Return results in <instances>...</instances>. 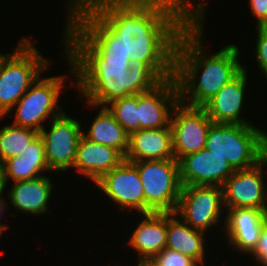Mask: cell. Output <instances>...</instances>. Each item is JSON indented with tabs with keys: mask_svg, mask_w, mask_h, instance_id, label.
<instances>
[{
	"mask_svg": "<svg viewBox=\"0 0 267 266\" xmlns=\"http://www.w3.org/2000/svg\"><path fill=\"white\" fill-rule=\"evenodd\" d=\"M267 133L252 124L213 123L205 148L225 158L234 170L252 167L262 160Z\"/></svg>",
	"mask_w": 267,
	"mask_h": 266,
	"instance_id": "obj_5",
	"label": "cell"
},
{
	"mask_svg": "<svg viewBox=\"0 0 267 266\" xmlns=\"http://www.w3.org/2000/svg\"><path fill=\"white\" fill-rule=\"evenodd\" d=\"M222 208H225L222 187L182 186L175 213L193 229L205 233L210 227L221 222Z\"/></svg>",
	"mask_w": 267,
	"mask_h": 266,
	"instance_id": "obj_8",
	"label": "cell"
},
{
	"mask_svg": "<svg viewBox=\"0 0 267 266\" xmlns=\"http://www.w3.org/2000/svg\"><path fill=\"white\" fill-rule=\"evenodd\" d=\"M180 102L175 77L162 81L152 91L138 94L139 129L168 127L174 108Z\"/></svg>",
	"mask_w": 267,
	"mask_h": 266,
	"instance_id": "obj_13",
	"label": "cell"
},
{
	"mask_svg": "<svg viewBox=\"0 0 267 266\" xmlns=\"http://www.w3.org/2000/svg\"><path fill=\"white\" fill-rule=\"evenodd\" d=\"M96 186L121 208L145 213V198L141 178L136 166L124 160L119 166L104 174Z\"/></svg>",
	"mask_w": 267,
	"mask_h": 266,
	"instance_id": "obj_12",
	"label": "cell"
},
{
	"mask_svg": "<svg viewBox=\"0 0 267 266\" xmlns=\"http://www.w3.org/2000/svg\"><path fill=\"white\" fill-rule=\"evenodd\" d=\"M261 160L256 165L235 170L223 183V203L225 209L253 208L267 210V189L264 183Z\"/></svg>",
	"mask_w": 267,
	"mask_h": 266,
	"instance_id": "obj_11",
	"label": "cell"
},
{
	"mask_svg": "<svg viewBox=\"0 0 267 266\" xmlns=\"http://www.w3.org/2000/svg\"><path fill=\"white\" fill-rule=\"evenodd\" d=\"M38 135L34 129L13 124L0 128V166L6 160L22 155Z\"/></svg>",
	"mask_w": 267,
	"mask_h": 266,
	"instance_id": "obj_24",
	"label": "cell"
},
{
	"mask_svg": "<svg viewBox=\"0 0 267 266\" xmlns=\"http://www.w3.org/2000/svg\"><path fill=\"white\" fill-rule=\"evenodd\" d=\"M53 184L48 176H41L31 180L15 181L9 190V200L16 212L44 214L48 210Z\"/></svg>",
	"mask_w": 267,
	"mask_h": 266,
	"instance_id": "obj_20",
	"label": "cell"
},
{
	"mask_svg": "<svg viewBox=\"0 0 267 266\" xmlns=\"http://www.w3.org/2000/svg\"><path fill=\"white\" fill-rule=\"evenodd\" d=\"M143 219L129 238L128 244L138 259H151L166 248L167 213H143Z\"/></svg>",
	"mask_w": 267,
	"mask_h": 266,
	"instance_id": "obj_19",
	"label": "cell"
},
{
	"mask_svg": "<svg viewBox=\"0 0 267 266\" xmlns=\"http://www.w3.org/2000/svg\"><path fill=\"white\" fill-rule=\"evenodd\" d=\"M89 0H69V3L67 4V12L76 5L87 3Z\"/></svg>",
	"mask_w": 267,
	"mask_h": 266,
	"instance_id": "obj_34",
	"label": "cell"
},
{
	"mask_svg": "<svg viewBox=\"0 0 267 266\" xmlns=\"http://www.w3.org/2000/svg\"><path fill=\"white\" fill-rule=\"evenodd\" d=\"M224 218L226 239L241 253L251 254L260 238L263 227L267 224V210L253 208H229Z\"/></svg>",
	"mask_w": 267,
	"mask_h": 266,
	"instance_id": "obj_15",
	"label": "cell"
},
{
	"mask_svg": "<svg viewBox=\"0 0 267 266\" xmlns=\"http://www.w3.org/2000/svg\"><path fill=\"white\" fill-rule=\"evenodd\" d=\"M256 31L257 40L254 53L258 68L267 78V26H258Z\"/></svg>",
	"mask_w": 267,
	"mask_h": 266,
	"instance_id": "obj_28",
	"label": "cell"
},
{
	"mask_svg": "<svg viewBox=\"0 0 267 266\" xmlns=\"http://www.w3.org/2000/svg\"><path fill=\"white\" fill-rule=\"evenodd\" d=\"M6 185H7V182L5 181L2 170L0 169V202L6 201L4 200V197L2 196V192L5 190Z\"/></svg>",
	"mask_w": 267,
	"mask_h": 266,
	"instance_id": "obj_32",
	"label": "cell"
},
{
	"mask_svg": "<svg viewBox=\"0 0 267 266\" xmlns=\"http://www.w3.org/2000/svg\"><path fill=\"white\" fill-rule=\"evenodd\" d=\"M203 26L190 23L180 33L175 48L174 77L180 102L191 107H202L244 70L238 60L240 51L237 45L229 44L217 53L205 56L201 44Z\"/></svg>",
	"mask_w": 267,
	"mask_h": 266,
	"instance_id": "obj_3",
	"label": "cell"
},
{
	"mask_svg": "<svg viewBox=\"0 0 267 266\" xmlns=\"http://www.w3.org/2000/svg\"><path fill=\"white\" fill-rule=\"evenodd\" d=\"M64 76H39L13 107L16 108L13 125L40 132L45 127L43 121L60 115L63 109L57 105Z\"/></svg>",
	"mask_w": 267,
	"mask_h": 266,
	"instance_id": "obj_7",
	"label": "cell"
},
{
	"mask_svg": "<svg viewBox=\"0 0 267 266\" xmlns=\"http://www.w3.org/2000/svg\"><path fill=\"white\" fill-rule=\"evenodd\" d=\"M107 107L129 135L139 130L138 95L118 98Z\"/></svg>",
	"mask_w": 267,
	"mask_h": 266,
	"instance_id": "obj_25",
	"label": "cell"
},
{
	"mask_svg": "<svg viewBox=\"0 0 267 266\" xmlns=\"http://www.w3.org/2000/svg\"><path fill=\"white\" fill-rule=\"evenodd\" d=\"M132 163L143 185L145 213H175L182 189L179 162L167 159Z\"/></svg>",
	"mask_w": 267,
	"mask_h": 266,
	"instance_id": "obj_6",
	"label": "cell"
},
{
	"mask_svg": "<svg viewBox=\"0 0 267 266\" xmlns=\"http://www.w3.org/2000/svg\"><path fill=\"white\" fill-rule=\"evenodd\" d=\"M50 64L29 39L23 38L12 54L0 57V119L10 113L29 87Z\"/></svg>",
	"mask_w": 267,
	"mask_h": 266,
	"instance_id": "obj_4",
	"label": "cell"
},
{
	"mask_svg": "<svg viewBox=\"0 0 267 266\" xmlns=\"http://www.w3.org/2000/svg\"><path fill=\"white\" fill-rule=\"evenodd\" d=\"M247 75L244 66V70L235 79L224 85L202 106L213 123L252 124L240 115L244 104Z\"/></svg>",
	"mask_w": 267,
	"mask_h": 266,
	"instance_id": "obj_16",
	"label": "cell"
},
{
	"mask_svg": "<svg viewBox=\"0 0 267 266\" xmlns=\"http://www.w3.org/2000/svg\"><path fill=\"white\" fill-rule=\"evenodd\" d=\"M153 259L159 266H200L191 257L169 248H164Z\"/></svg>",
	"mask_w": 267,
	"mask_h": 266,
	"instance_id": "obj_27",
	"label": "cell"
},
{
	"mask_svg": "<svg viewBox=\"0 0 267 266\" xmlns=\"http://www.w3.org/2000/svg\"><path fill=\"white\" fill-rule=\"evenodd\" d=\"M182 186L207 185L222 187L235 171L230 163L206 148L188 154L179 161Z\"/></svg>",
	"mask_w": 267,
	"mask_h": 266,
	"instance_id": "obj_14",
	"label": "cell"
},
{
	"mask_svg": "<svg viewBox=\"0 0 267 266\" xmlns=\"http://www.w3.org/2000/svg\"><path fill=\"white\" fill-rule=\"evenodd\" d=\"M124 160L125 157L118 150L94 143L82 136L78 143L74 168L95 183Z\"/></svg>",
	"mask_w": 267,
	"mask_h": 266,
	"instance_id": "obj_17",
	"label": "cell"
},
{
	"mask_svg": "<svg viewBox=\"0 0 267 266\" xmlns=\"http://www.w3.org/2000/svg\"><path fill=\"white\" fill-rule=\"evenodd\" d=\"M164 5L177 11L188 23H201L204 21L205 0L193 5L189 0H159ZM193 5V6H192Z\"/></svg>",
	"mask_w": 267,
	"mask_h": 266,
	"instance_id": "obj_26",
	"label": "cell"
},
{
	"mask_svg": "<svg viewBox=\"0 0 267 266\" xmlns=\"http://www.w3.org/2000/svg\"><path fill=\"white\" fill-rule=\"evenodd\" d=\"M51 123L49 132L45 128L39 132L46 162L50 172L64 171L74 167L78 143L83 136L82 125L64 111L52 118Z\"/></svg>",
	"mask_w": 267,
	"mask_h": 266,
	"instance_id": "obj_9",
	"label": "cell"
},
{
	"mask_svg": "<svg viewBox=\"0 0 267 266\" xmlns=\"http://www.w3.org/2000/svg\"><path fill=\"white\" fill-rule=\"evenodd\" d=\"M0 169L7 183L10 178L13 182L31 180L43 176L45 170L49 171L40 135L28 145L22 155L6 160Z\"/></svg>",
	"mask_w": 267,
	"mask_h": 266,
	"instance_id": "obj_21",
	"label": "cell"
},
{
	"mask_svg": "<svg viewBox=\"0 0 267 266\" xmlns=\"http://www.w3.org/2000/svg\"><path fill=\"white\" fill-rule=\"evenodd\" d=\"M83 136L89 141L118 150L124 157L128 152L129 134L107 106H101L98 115L88 129V133L83 130Z\"/></svg>",
	"mask_w": 267,
	"mask_h": 266,
	"instance_id": "obj_23",
	"label": "cell"
},
{
	"mask_svg": "<svg viewBox=\"0 0 267 266\" xmlns=\"http://www.w3.org/2000/svg\"><path fill=\"white\" fill-rule=\"evenodd\" d=\"M251 255L259 265L267 266V224L261 230L258 245Z\"/></svg>",
	"mask_w": 267,
	"mask_h": 266,
	"instance_id": "obj_29",
	"label": "cell"
},
{
	"mask_svg": "<svg viewBox=\"0 0 267 266\" xmlns=\"http://www.w3.org/2000/svg\"><path fill=\"white\" fill-rule=\"evenodd\" d=\"M212 124L202 107H191L179 102L173 110L170 124L175 160L179 161L182 157L205 148Z\"/></svg>",
	"mask_w": 267,
	"mask_h": 266,
	"instance_id": "obj_10",
	"label": "cell"
},
{
	"mask_svg": "<svg viewBox=\"0 0 267 266\" xmlns=\"http://www.w3.org/2000/svg\"><path fill=\"white\" fill-rule=\"evenodd\" d=\"M252 15L256 17L257 27L267 26V0H250Z\"/></svg>",
	"mask_w": 267,
	"mask_h": 266,
	"instance_id": "obj_30",
	"label": "cell"
},
{
	"mask_svg": "<svg viewBox=\"0 0 267 266\" xmlns=\"http://www.w3.org/2000/svg\"><path fill=\"white\" fill-rule=\"evenodd\" d=\"M137 266H159L153 258L151 259H138Z\"/></svg>",
	"mask_w": 267,
	"mask_h": 266,
	"instance_id": "obj_33",
	"label": "cell"
},
{
	"mask_svg": "<svg viewBox=\"0 0 267 266\" xmlns=\"http://www.w3.org/2000/svg\"><path fill=\"white\" fill-rule=\"evenodd\" d=\"M175 216V217H174ZM176 213H167L166 248L180 252L194 259L199 265L204 264L205 233L193 229L183 220L176 218Z\"/></svg>",
	"mask_w": 267,
	"mask_h": 266,
	"instance_id": "obj_22",
	"label": "cell"
},
{
	"mask_svg": "<svg viewBox=\"0 0 267 266\" xmlns=\"http://www.w3.org/2000/svg\"><path fill=\"white\" fill-rule=\"evenodd\" d=\"M175 159L171 127L158 129H139L129 135V147L125 160Z\"/></svg>",
	"mask_w": 267,
	"mask_h": 266,
	"instance_id": "obj_18",
	"label": "cell"
},
{
	"mask_svg": "<svg viewBox=\"0 0 267 266\" xmlns=\"http://www.w3.org/2000/svg\"><path fill=\"white\" fill-rule=\"evenodd\" d=\"M66 24L101 58L144 62L162 81L174 77L175 48L190 24L159 0H89Z\"/></svg>",
	"mask_w": 267,
	"mask_h": 266,
	"instance_id": "obj_1",
	"label": "cell"
},
{
	"mask_svg": "<svg viewBox=\"0 0 267 266\" xmlns=\"http://www.w3.org/2000/svg\"><path fill=\"white\" fill-rule=\"evenodd\" d=\"M262 160L265 164H267V140L265 141L263 152H262Z\"/></svg>",
	"mask_w": 267,
	"mask_h": 266,
	"instance_id": "obj_35",
	"label": "cell"
},
{
	"mask_svg": "<svg viewBox=\"0 0 267 266\" xmlns=\"http://www.w3.org/2000/svg\"><path fill=\"white\" fill-rule=\"evenodd\" d=\"M65 56L79 91L93 107L152 91L162 80L142 61L101 59L67 24Z\"/></svg>",
	"mask_w": 267,
	"mask_h": 266,
	"instance_id": "obj_2",
	"label": "cell"
},
{
	"mask_svg": "<svg viewBox=\"0 0 267 266\" xmlns=\"http://www.w3.org/2000/svg\"><path fill=\"white\" fill-rule=\"evenodd\" d=\"M7 207L8 206L6 205V202H0V218H2L1 216L5 214L4 211L7 209ZM7 228V225L0 223V237Z\"/></svg>",
	"mask_w": 267,
	"mask_h": 266,
	"instance_id": "obj_31",
	"label": "cell"
}]
</instances>
